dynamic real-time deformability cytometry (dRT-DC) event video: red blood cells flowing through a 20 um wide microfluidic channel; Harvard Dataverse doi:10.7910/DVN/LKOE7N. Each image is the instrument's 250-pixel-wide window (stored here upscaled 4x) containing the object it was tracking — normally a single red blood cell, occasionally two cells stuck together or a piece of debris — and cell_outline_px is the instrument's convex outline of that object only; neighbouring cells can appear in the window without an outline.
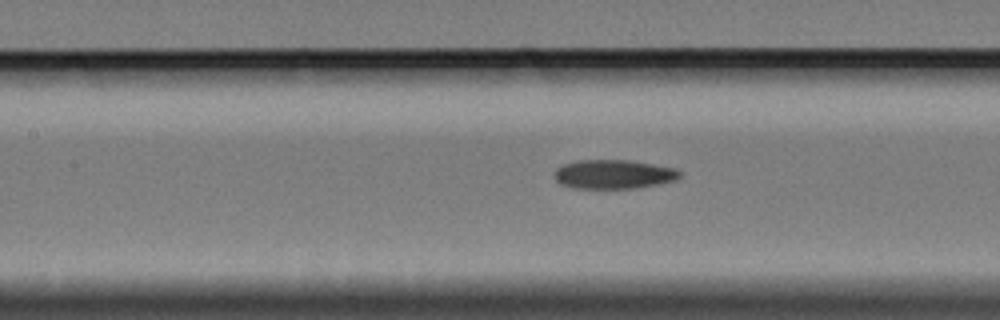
{"species": "Egyptian fruit bat (a non-hibernating species)", "species_latin": "Rousettus aegyptiacus", "temperature_condition": "cold", "stored_images_in_passage": 44, "camera_frame_rate_fps": 3000, "um_per_image_px": 0.085, "animal": {"sex": "female"}, "frame": {"image": 1, "passage_image": 23, "time_ms": 7.333, "image_size_px": [1000, 320], "cell_outline_px": [[680, 176], [676, 180], [656, 184], [632, 188], [572, 188], [560, 184], [552, 176], [556, 168], [564, 164], [576, 160], [628, 160], [676, 168], [680, 172]], "centroid_in_image_um": [52.1, 14.81], "position_along_channel_um": 155.3, "area_um2": 21.21}}
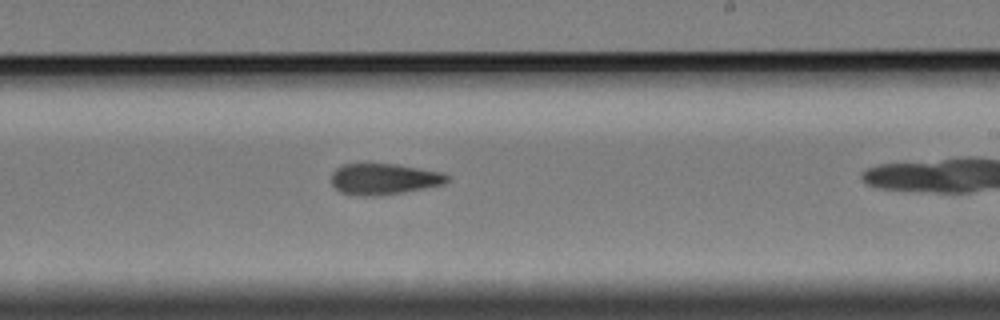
{"frame": {"image": 2, "passage_image": 32, "time_ms": 10.333, "image_size_px": [1000, 320], "cell_outline_px": [[448, 180], [444, 184], [400, 192], [364, 196], [340, 192], [332, 184], [332, 172], [336, 168], [344, 164], [396, 164], [440, 172], [448, 176]], "centroid_in_image_um": [32.6, 15.2], "position_along_channel_um": 256.4, "area_um2": 20.4}}
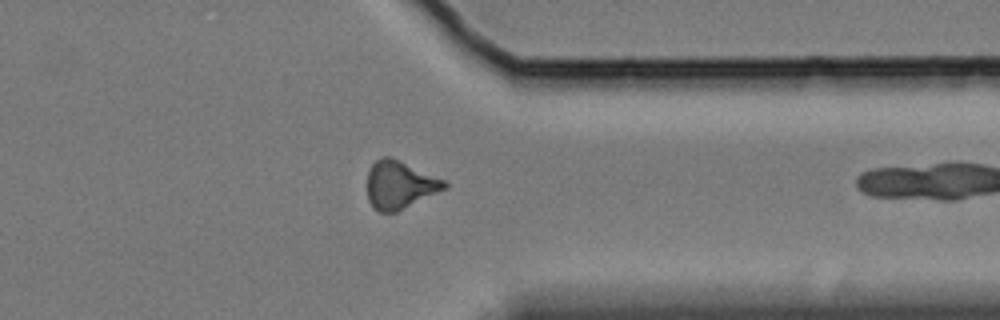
{"frame": {"image": 3, "passage_image": 43, "time_ms": 14.0, "image_size_px": [1000, 320], "cell_outline_px": [[448, 188], [396, 212], [380, 212], [372, 208], [368, 200], [368, 172], [372, 164], [380, 156], [392, 156], [448, 180]], "centroid_in_image_um": [34.02, 15.69], "position_along_channel_um": 377.4, "area_um2": 22.08}}